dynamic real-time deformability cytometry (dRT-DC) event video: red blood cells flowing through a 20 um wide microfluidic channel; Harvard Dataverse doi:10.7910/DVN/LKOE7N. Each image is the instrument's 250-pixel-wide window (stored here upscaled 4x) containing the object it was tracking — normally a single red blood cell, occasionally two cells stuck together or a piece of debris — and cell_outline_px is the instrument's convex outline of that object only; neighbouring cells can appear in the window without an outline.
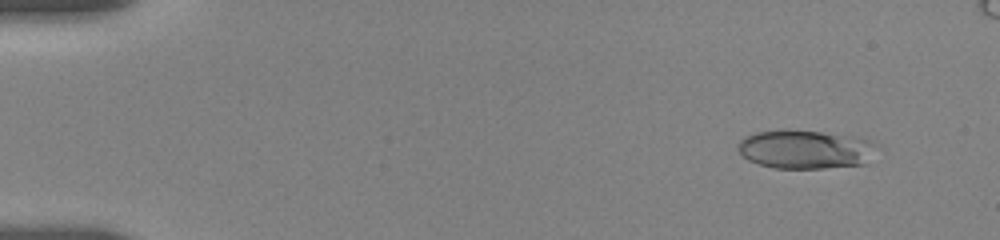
{"species": "human", "species_latin": "Homo sapiens", "temperature_condition": "room temperature", "stored_images_in_passage": 9, "camera_frame_rate_fps": 3000, "um_per_image_px": 0.085, "donor": {"sex": "female"}, "frame": {"image": 1, "passage_image": 1, "time_ms": 0.0, "image_size_px": [1000, 240], "cell_outline_px": [[872, 144], [868, 164], [824, 168], [772, 168], [748, 160], [736, 148], [736, 144], [744, 136], [756, 132], [784, 128], [788, 128], [852, 136], [868, 140]], "centroid_in_image_um": [68.34, 12.68], "position_along_channel_um": 16.7, "area_um2": 31.33}}
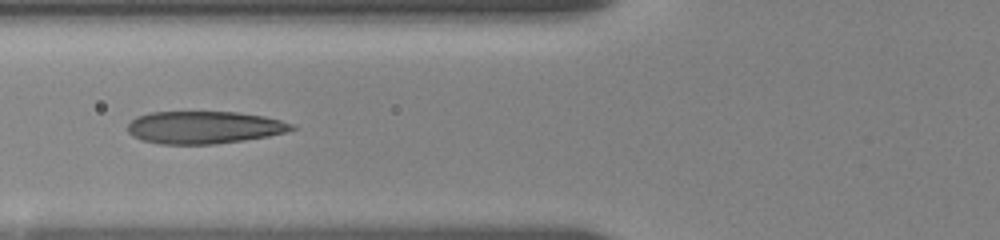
{"frame": {"image": 2, "passage_image": 7, "time_ms": 5.667, "image_size_px": [1000, 240], "cell_outline_px": [[300, 128], [288, 132], [268, 136], [244, 140], [216, 144], [160, 144], [140, 140], [132, 136], [128, 132], [128, 124], [136, 116], [148, 112], [236, 112], [264, 116], [280, 120], [292, 124]], "centroid_in_image_um": [17.35, 10.83], "position_along_channel_um": 108.4, "area_um2": 31.33}}